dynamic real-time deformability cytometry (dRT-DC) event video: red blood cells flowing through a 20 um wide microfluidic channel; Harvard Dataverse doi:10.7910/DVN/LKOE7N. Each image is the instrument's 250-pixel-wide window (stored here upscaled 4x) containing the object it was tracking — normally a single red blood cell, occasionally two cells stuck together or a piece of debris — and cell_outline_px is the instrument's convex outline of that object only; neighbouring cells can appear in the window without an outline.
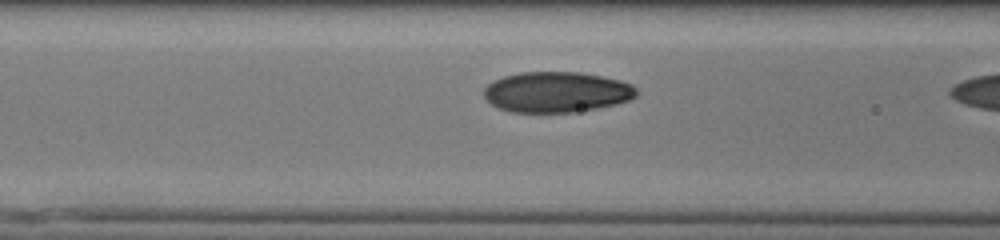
{"species": "human", "species_latin": "Homo sapiens", "temperature_condition": "cold", "stored_images_in_passage": 11, "camera_frame_rate_fps": 3000, "um_per_image_px": 0.085, "donor": {"sex": "male"}, "frame": {"image": 1, "passage_image": 10, "time_ms": 3.0, "image_size_px": [1000, 240], "cell_outline_px": [[636, 96], [628, 100], [616, 104], [596, 108], [572, 112], [512, 112], [500, 108], [492, 104], [484, 96], [484, 88], [492, 80], [504, 76], [520, 72], [580, 72], [604, 76], [620, 80], [632, 84], [636, 88]], "centroid_in_image_um": [47.31, 7.81], "position_along_channel_um": 119.3, "area_um2": 36.07}}